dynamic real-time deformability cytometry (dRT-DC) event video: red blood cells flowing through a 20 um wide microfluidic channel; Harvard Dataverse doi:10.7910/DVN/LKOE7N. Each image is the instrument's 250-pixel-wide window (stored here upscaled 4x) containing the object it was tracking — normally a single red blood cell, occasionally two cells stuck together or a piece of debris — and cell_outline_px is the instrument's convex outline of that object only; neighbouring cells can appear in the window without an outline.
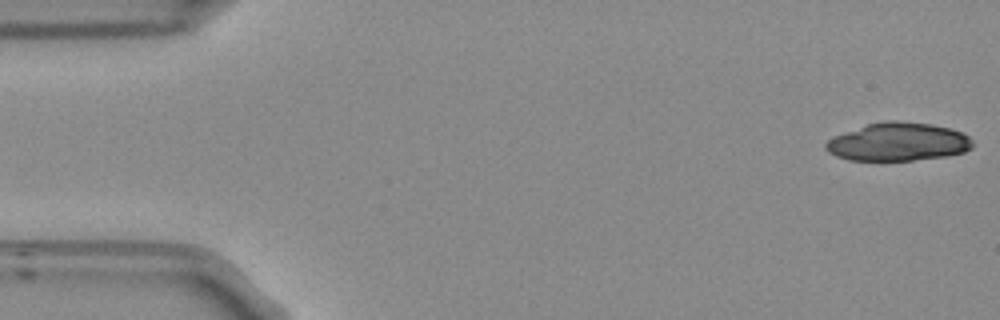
{"species": "Egyptian fruit bat (a non-hibernating species)", "species_latin": "Rousettus aegyptiacus", "temperature_condition": "room temperature", "stored_images_in_passage": 28, "camera_frame_rate_fps": 3000, "um_per_image_px": 0.085, "frame": {"image": 1, "passage_image": 1, "time_ms": 0.0, "image_size_px": [1000, 320], "cell_outline_px": [[972, 148], [964, 152], [944, 156], [912, 160], [848, 160], [836, 156], [828, 152], [824, 148], [824, 144], [828, 140], [836, 136], [868, 124], [888, 120], [896, 120], [932, 124], [948, 128], [960, 132], [968, 136], [972, 140]], "centroid_in_image_um": [76.33, 12.06], "position_along_channel_um": 8.7, "area_um2": 32.37}}